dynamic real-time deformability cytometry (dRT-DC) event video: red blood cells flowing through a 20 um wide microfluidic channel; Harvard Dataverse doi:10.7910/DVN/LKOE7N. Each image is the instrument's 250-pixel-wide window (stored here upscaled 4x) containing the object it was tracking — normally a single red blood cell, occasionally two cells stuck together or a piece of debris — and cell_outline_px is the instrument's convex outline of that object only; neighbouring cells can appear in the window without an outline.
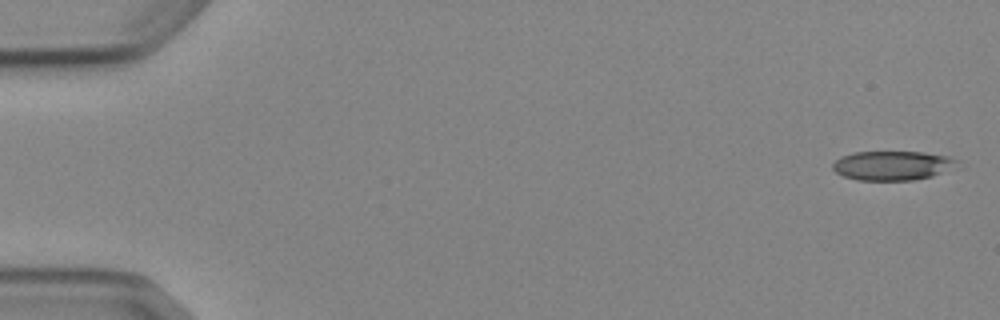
{"species": "Egyptian fruit bat (a non-hibernating species)", "species_latin": "Rousettus aegyptiacus", "temperature_condition": "cold", "stored_images_in_passage": 5, "camera_frame_rate_fps": 3000, "um_per_image_px": 0.085, "animal": {"sex": "female"}, "frame": {"image": 1, "passage_image": 1, "time_ms": 0.0, "image_size_px": [1000, 320], "cell_outline_px": [[960, 168], [932, 176], [912, 180], [856, 180], [844, 176], [836, 172], [832, 168], [832, 164], [840, 156], [856, 152], [924, 152], [948, 156], [956, 160]], "centroid_in_image_um": [75.91, 14.07], "position_along_channel_um": 9.1, "area_um2": 21.44}}
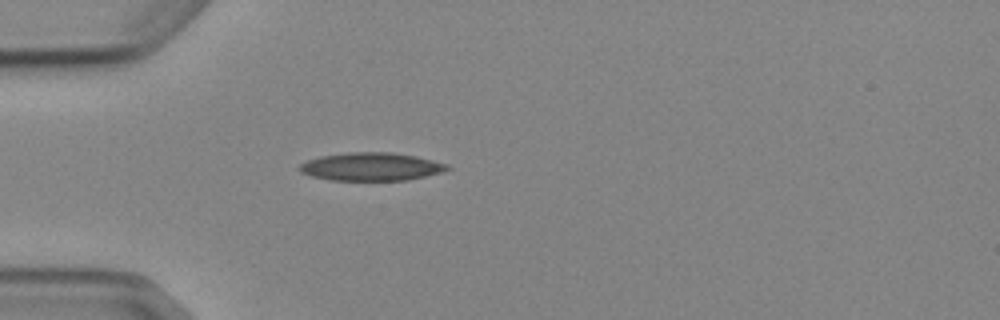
{"frame": {"image": 2, "passage_image": 5, "time_ms": 4.667, "image_size_px": [1000, 320], "cell_outline_px": [[452, 168], [444, 172], [408, 180], [332, 180], [312, 176], [300, 172], [296, 168], [300, 164], [308, 160], [320, 156], [348, 152], [392, 152], [416, 156], [448, 164]], "centroid_in_image_um": [31.57, 14.16], "position_along_channel_um": 53.4, "area_um2": 24.33}}